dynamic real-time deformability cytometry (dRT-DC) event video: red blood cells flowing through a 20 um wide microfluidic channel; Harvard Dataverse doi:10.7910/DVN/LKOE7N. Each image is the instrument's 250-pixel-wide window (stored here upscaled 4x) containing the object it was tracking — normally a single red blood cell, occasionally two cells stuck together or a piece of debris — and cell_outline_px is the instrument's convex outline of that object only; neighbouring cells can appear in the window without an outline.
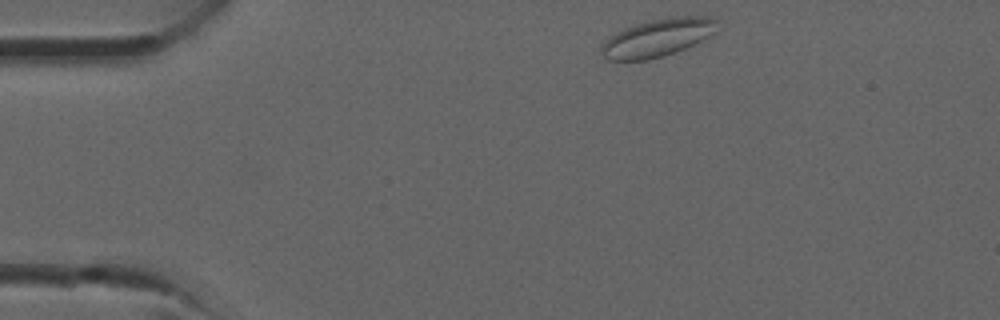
{"species": "common noctule bat (a hibernating species)", "species_latin": "Nyctalus noctula", "temperature_condition": "room temperature", "stored_images_in_passage": 32, "camera_frame_rate_fps": 3000, "um_per_image_px": 0.085, "animal": {"sex": "male", "forearm_length_mm": 52.5}, "frame": {"image": 1, "passage_image": 1, "time_ms": 0.0, "image_size_px": [1000, 320], "cell_outline_px": [[716, 32], [684, 48], [664, 56], [648, 60], [608, 60], [600, 52], [600, 44], [616, 32], [624, 28], [636, 24], [652, 20], [676, 16], [708, 16], [716, 20]], "centroid_in_image_um": [55.85, 3.21], "position_along_channel_um": 29.2, "area_um2": 25.26}}
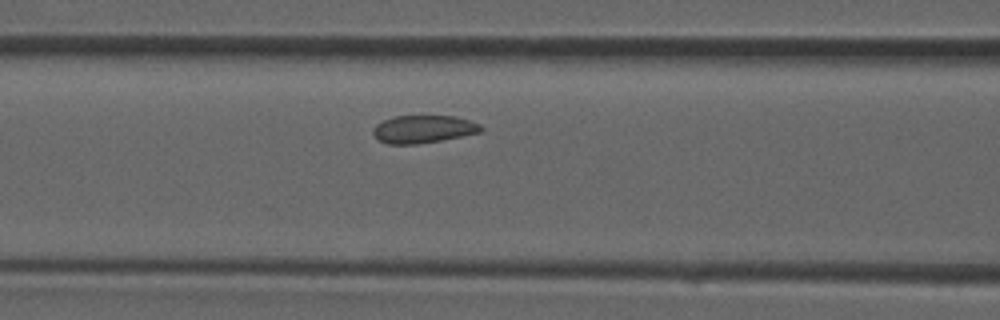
{"frame": {"image": 2, "passage_image": 10, "time_ms": 3.0, "image_size_px": [1000, 320], "cell_outline_px": [[484, 128], [480, 132], [440, 140], [416, 144], [388, 144], [376, 140], [372, 132], [372, 128], [376, 124], [384, 120], [396, 116], [456, 116], [480, 124]], "centroid_in_image_um": [35.94, 10.98], "position_along_channel_um": 130.7, "area_um2": 17.4}}
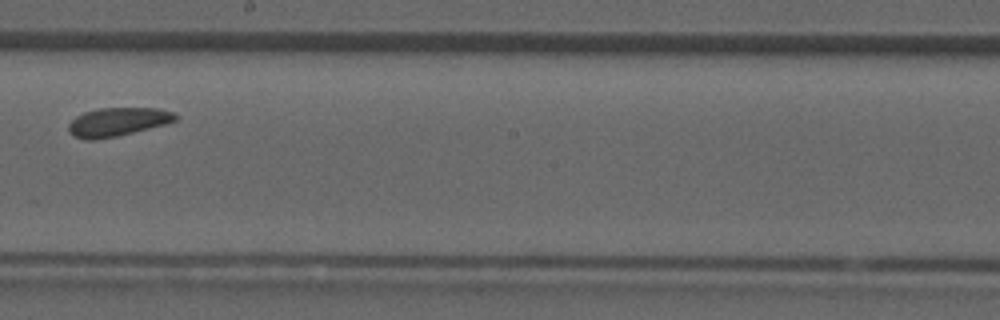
{"frame": {"image": 3, "passage_image": 16, "time_ms": 5.0, "image_size_px": [1000, 320], "cell_outline_px": [[176, 120], [164, 124], [116, 136], [92, 140], [84, 140], [72, 136], [68, 132], [68, 124], [76, 116], [84, 112], [100, 108], [160, 108], [172, 112], [176, 116]], "centroid_in_image_um": [9.93, 10.36], "position_along_channel_um": 238.3, "area_um2": 17.63}}